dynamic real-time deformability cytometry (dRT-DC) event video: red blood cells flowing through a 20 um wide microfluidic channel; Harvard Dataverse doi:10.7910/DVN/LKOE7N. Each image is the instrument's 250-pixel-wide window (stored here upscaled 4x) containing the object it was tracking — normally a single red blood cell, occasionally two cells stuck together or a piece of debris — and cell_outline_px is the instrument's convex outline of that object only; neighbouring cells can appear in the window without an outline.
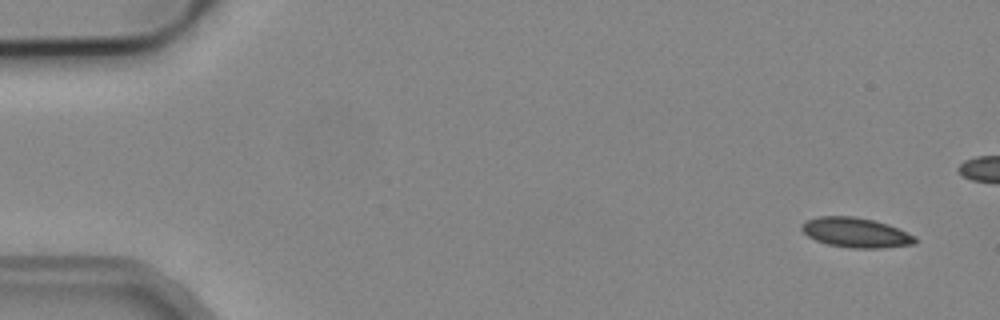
{"species": "common noctule bat (a hibernating species)", "species_latin": "Nyctalus noctula", "temperature_condition": "cold", "stored_images_in_passage": 5, "camera_frame_rate_fps": 3000, "um_per_image_px": 0.085, "animal": {"sex": "male", "body_mass_g": 19.2, "forearm_length_mm": 51.8}, "frame": {"image": 1, "passage_image": 1, "time_ms": 0.0, "image_size_px": [1000, 320], "cell_outline_px": [[916, 244], [884, 248], [852, 248], [828, 244], [816, 240], [808, 236], [800, 228], [800, 224], [808, 220], [820, 216], [852, 216], [872, 220], [888, 224], [916, 236]], "centroid_in_image_um": [72.76, 19.77], "position_along_channel_um": 12.2, "area_um2": 19.65}}